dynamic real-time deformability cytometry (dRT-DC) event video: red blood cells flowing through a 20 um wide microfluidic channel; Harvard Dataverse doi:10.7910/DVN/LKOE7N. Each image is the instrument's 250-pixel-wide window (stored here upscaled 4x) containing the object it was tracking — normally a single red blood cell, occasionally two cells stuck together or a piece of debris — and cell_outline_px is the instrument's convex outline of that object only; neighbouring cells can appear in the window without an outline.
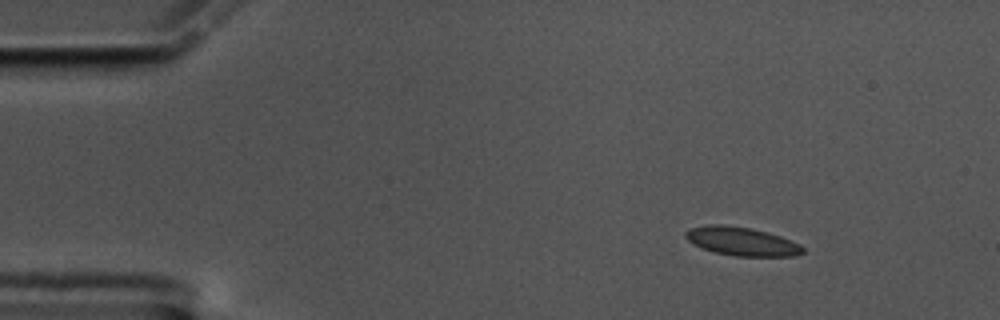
{"species": "common noctule bat (a hibernating species)", "species_latin": "Nyctalus noctula", "temperature_condition": "cold", "stored_images_in_passage": 8, "camera_frame_rate_fps": 3000, "um_per_image_px": 0.085, "animal": {"sex": "male", "body_mass_g": 17.5, "forearm_length_mm": 52.3}, "frame": {"image": 1, "passage_image": 1, "time_ms": 0.0, "image_size_px": [1000, 320], "cell_outline_px": [[804, 252], [796, 256], [736, 256], [716, 252], [692, 244], [684, 236], [684, 232], [688, 228], [708, 224], [724, 224], [752, 228], [768, 232], [780, 236], [800, 244], [804, 248]], "centroid_in_image_um": [63.03, 20.5], "position_along_channel_um": 22.0, "area_um2": 19.65}}